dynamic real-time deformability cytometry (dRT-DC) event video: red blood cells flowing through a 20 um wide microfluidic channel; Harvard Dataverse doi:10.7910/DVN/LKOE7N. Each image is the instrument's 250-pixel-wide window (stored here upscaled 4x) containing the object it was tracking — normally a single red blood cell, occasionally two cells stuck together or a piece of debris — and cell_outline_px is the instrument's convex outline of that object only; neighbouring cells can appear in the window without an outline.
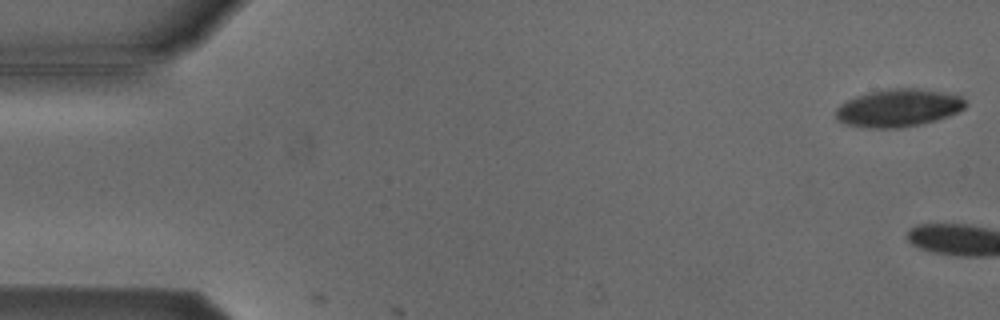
{"species": "Egyptian fruit bat (a non-hibernating species)", "species_latin": "Rousettus aegyptiacus", "temperature_condition": "cold", "stored_images_in_passage": 2, "camera_frame_rate_fps": 3000, "um_per_image_px": 0.085, "animal": {"sex": "male"}, "frame": {"image": 1, "passage_image": 1, "time_ms": 0.0, "image_size_px": [1000, 320], "cell_outline_px": [[968, 104], [964, 108], [948, 116], [936, 120], [896, 128], [868, 128], [844, 124], [836, 120], [836, 108], [840, 104], [856, 96], [868, 92], [888, 88], [920, 88], [964, 96]], "centroid_in_image_um": [76.36, 9.16], "position_along_channel_um": 8.6, "area_um2": 28.61}}